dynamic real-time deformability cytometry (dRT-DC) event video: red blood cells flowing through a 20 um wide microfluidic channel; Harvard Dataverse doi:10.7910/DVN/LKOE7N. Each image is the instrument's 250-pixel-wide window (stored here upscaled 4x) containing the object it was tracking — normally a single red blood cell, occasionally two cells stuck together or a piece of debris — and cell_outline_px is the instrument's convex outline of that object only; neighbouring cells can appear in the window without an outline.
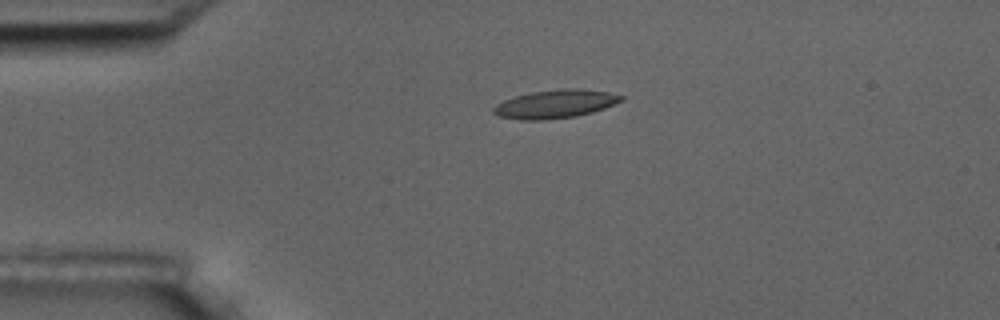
{"species": "common noctule bat (a hibernating species)", "species_latin": "Nyctalus noctula", "temperature_condition": "room temperature", "stored_images_in_passage": 5, "camera_frame_rate_fps": 3000, "um_per_image_px": 0.085, "animal": {"sex": "male", "body_mass_g": 17.5, "forearm_length_mm": 52.3}, "frame": {"image": 1, "passage_image": 3, "time_ms": 3.333, "image_size_px": [1000, 320], "cell_outline_px": [[624, 100], [604, 108], [592, 112], [576, 116], [544, 120], [524, 120], [500, 116], [492, 112], [492, 108], [496, 104], [504, 100], [516, 96], [532, 92], [564, 88], [576, 88], [608, 92], [624, 96]], "centroid_in_image_um": [47.21, 8.84], "position_along_channel_um": 37.8, "area_um2": 20.98}}
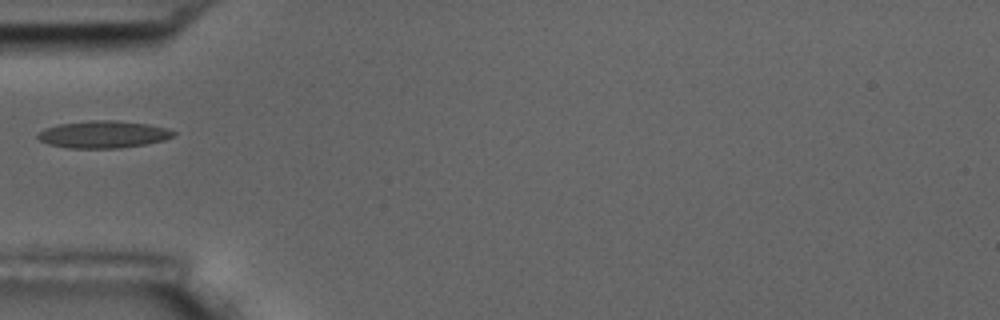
{"frame": {"image": 2, "passage_image": 5, "time_ms": 5.333, "image_size_px": [1000, 320], "cell_outline_px": [[176, 132], [172, 136], [164, 140], [144, 144], [120, 148], [68, 148], [48, 144], [40, 140], [36, 136], [44, 128], [56, 124], [92, 120], [116, 120], [148, 124], [164, 128]], "centroid_in_image_um": [8.73, 11.42], "position_along_channel_um": 76.3, "area_um2": 21.44}}